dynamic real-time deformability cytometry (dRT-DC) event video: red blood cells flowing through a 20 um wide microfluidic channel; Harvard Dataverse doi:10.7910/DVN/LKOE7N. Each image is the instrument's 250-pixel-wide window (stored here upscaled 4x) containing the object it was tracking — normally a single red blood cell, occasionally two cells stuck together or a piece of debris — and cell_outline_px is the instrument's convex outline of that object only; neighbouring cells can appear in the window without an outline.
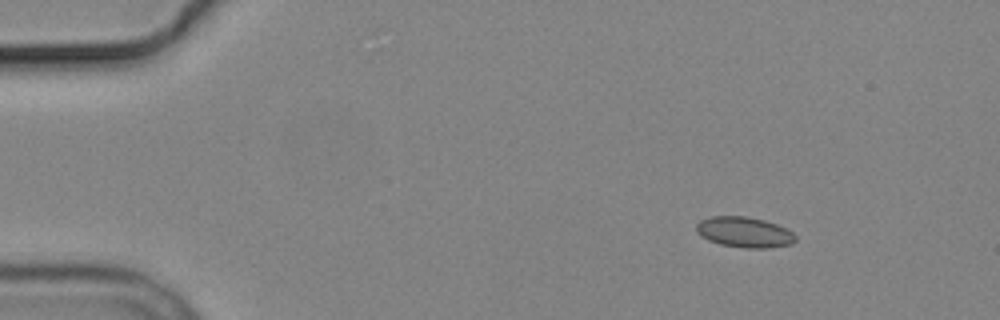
{"species": "common noctule bat (a hibernating species)", "species_latin": "Nyctalus noctula", "temperature_condition": "cold", "stored_images_in_passage": 4, "camera_frame_rate_fps": 3000, "um_per_image_px": 0.085, "animal": {"sex": "male", "body_mass_g": 19.2, "forearm_length_mm": 51.8}, "frame": {"image": 1, "passage_image": 1, "time_ms": 0.0, "image_size_px": [1000, 320], "cell_outline_px": [[796, 240], [792, 244], [768, 248], [744, 248], [720, 244], [708, 240], [700, 236], [696, 232], [696, 224], [700, 220], [712, 216], [744, 216], [764, 220], [776, 224], [792, 232], [796, 236]], "centroid_in_image_um": [63.25, 19.74], "position_along_channel_um": 21.8, "area_um2": 17.69}}
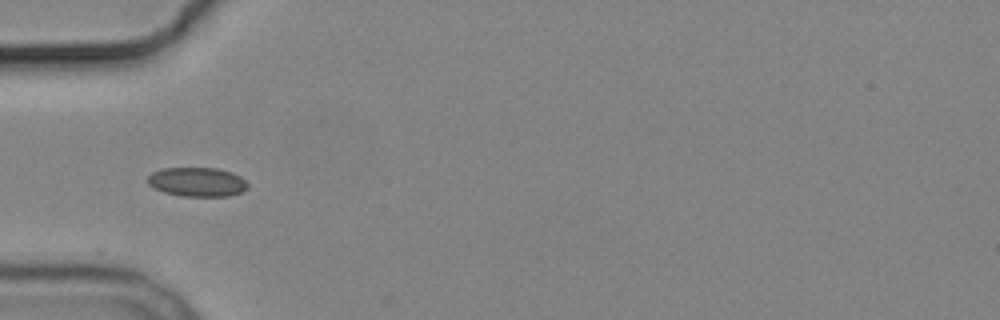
{"frame": {"image": 2, "passage_image": 4, "time_ms": 3.667, "image_size_px": [1000, 320], "cell_outline_px": [[248, 188], [240, 192], [228, 196], [180, 196], [164, 192], [152, 188], [148, 184], [148, 176], [152, 172], [164, 168], [216, 168], [232, 172], [240, 176], [248, 184]], "centroid_in_image_um": [16.74, 15.47], "position_along_channel_um": 68.3, "area_um2": 17.05}}